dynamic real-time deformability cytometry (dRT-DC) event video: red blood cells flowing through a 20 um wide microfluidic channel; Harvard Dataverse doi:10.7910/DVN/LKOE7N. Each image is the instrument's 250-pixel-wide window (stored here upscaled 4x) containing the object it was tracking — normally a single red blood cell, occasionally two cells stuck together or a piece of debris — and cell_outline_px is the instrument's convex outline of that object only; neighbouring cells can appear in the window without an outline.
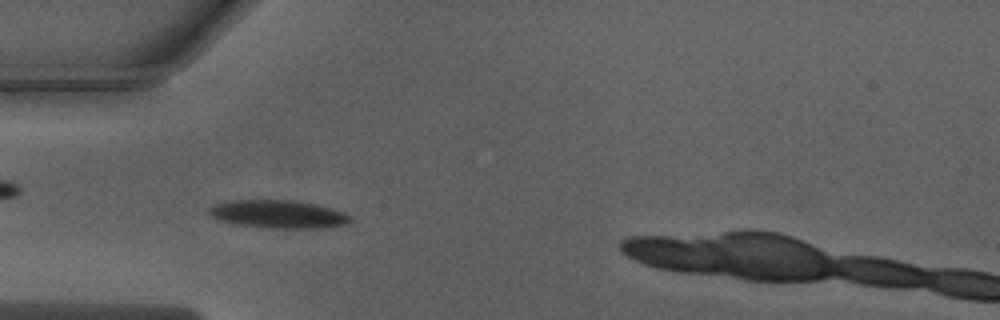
{"species": "Egyptian fruit bat (a non-hibernating species)", "species_latin": "Rousettus aegyptiacus", "temperature_condition": "warm", "stored_images_in_passage": 41, "camera_frame_rate_fps": 3000, "um_per_image_px": 0.085, "animal": {"sex": "male"}, "frame": {"image": 1, "passage_image": 10, "time_ms": 3.0, "image_size_px": [1000, 320], "cell_outline_px": [[352, 220], [344, 224], [324, 228], [268, 228], [232, 224], [208, 216], [208, 208], [212, 204], [232, 200], [296, 200], [316, 204], [344, 212]], "centroid_in_image_um": [23.57, 18.2], "position_along_channel_um": 61.4, "area_um2": 23.29}}
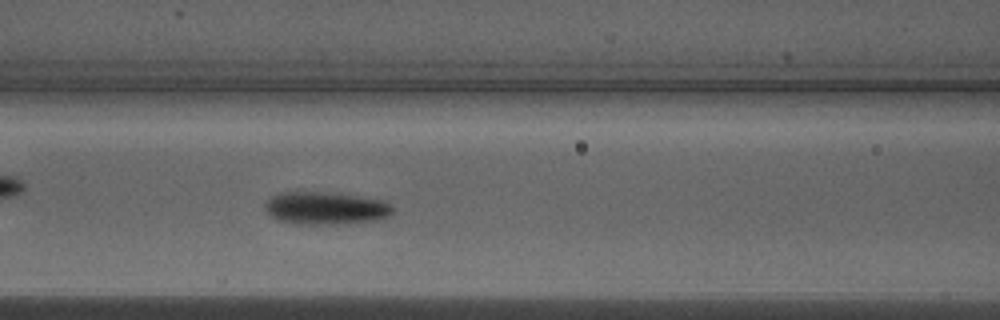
{"frame": {"image": 2, "passage_image": 16, "time_ms": 5.0, "image_size_px": [1000, 320], "cell_outline_px": [[392, 212], [384, 220], [344, 224], [292, 224], [276, 220], [264, 208], [264, 204], [272, 196], [280, 192], [324, 192], [384, 200], [392, 208]], "centroid_in_image_um": [27.67, 17.72], "position_along_channel_um": 138.9, "area_um2": 24.45}}
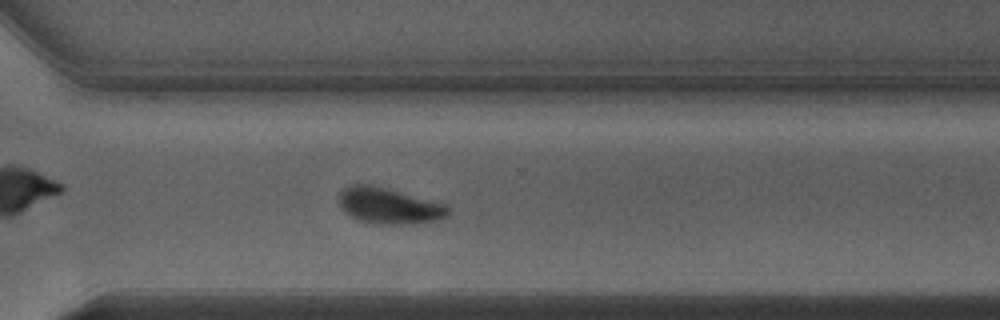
{"frame": {"image": 3, "passage_image": 31, "time_ms": 10.0, "image_size_px": [1000, 320], "cell_outline_px": [[452, 212], [448, 216], [440, 220], [400, 224], [372, 224], [356, 220], [344, 212], [340, 204], [340, 192], [344, 188], [352, 184], [372, 184], [388, 188], [448, 204], [452, 208]], "centroid_in_image_um": [33.12, 17.49], "position_along_channel_um": 337.5, "area_um2": 23.41}, "authors_computed_cell_mechanics": {"area_um2": 23.409, "velocity_mm_per_s": 3.9822, "shape_relaxation_time_tau1_ms": 2.7, "shape_relaxation_time_tau2_ms": null, "deformation_change_tau1": 0.1402, "deformation_change_tau2": null}}